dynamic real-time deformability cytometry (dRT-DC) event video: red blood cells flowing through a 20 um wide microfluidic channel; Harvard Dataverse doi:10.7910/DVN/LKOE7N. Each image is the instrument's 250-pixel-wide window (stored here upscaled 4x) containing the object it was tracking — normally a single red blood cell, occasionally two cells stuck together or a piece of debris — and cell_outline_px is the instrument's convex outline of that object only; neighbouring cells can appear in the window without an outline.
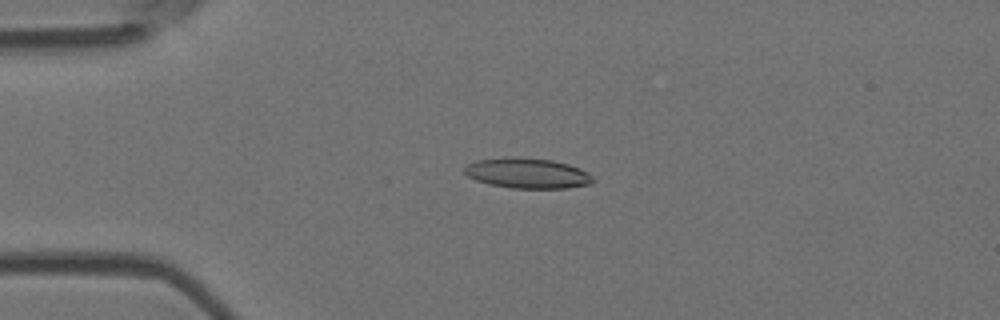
{"species": "Egyptian fruit bat (a non-hibernating species)", "species_latin": "Rousettus aegyptiacus", "temperature_condition": "room temperature", "stored_images_in_passage": 45, "camera_frame_rate_fps": 3000, "um_per_image_px": 0.085, "animal": {"sex": "female"}, "frame": {"image": 1, "passage_image": 13, "time_ms": 4.0, "image_size_px": [1000, 320], "cell_outline_px": [[596, 180], [592, 184], [568, 188], [512, 188], [492, 184], [476, 180], [468, 176], [464, 172], [464, 168], [468, 164], [476, 160], [512, 156], [552, 160], [568, 164], [580, 168], [588, 172]], "centroid_in_image_um": [44.87, 14.72], "position_along_channel_um": 40.1, "area_um2": 22.77}}
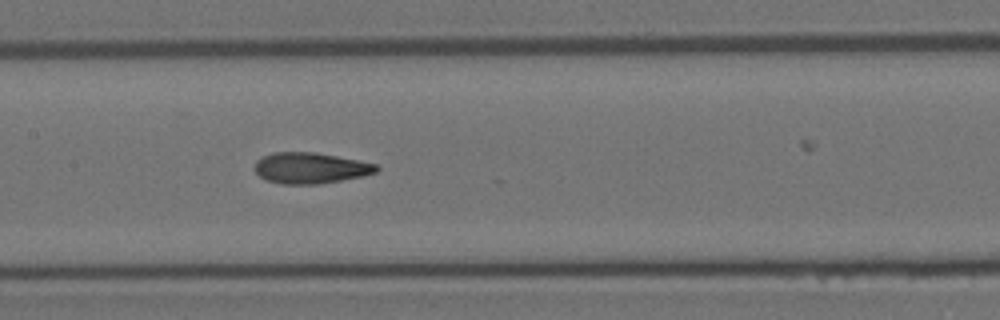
{"frame": {"image": 2, "passage_image": 26, "time_ms": 8.333, "image_size_px": [1000, 320], "cell_outline_px": [[380, 168], [376, 172], [364, 176], [320, 184], [280, 184], [268, 180], [260, 176], [256, 172], [256, 160], [272, 152], [316, 152], [360, 160], [376, 164]], "centroid_in_image_um": [26.43, 14.28], "position_along_channel_um": 181.0, "area_um2": 22.02}}
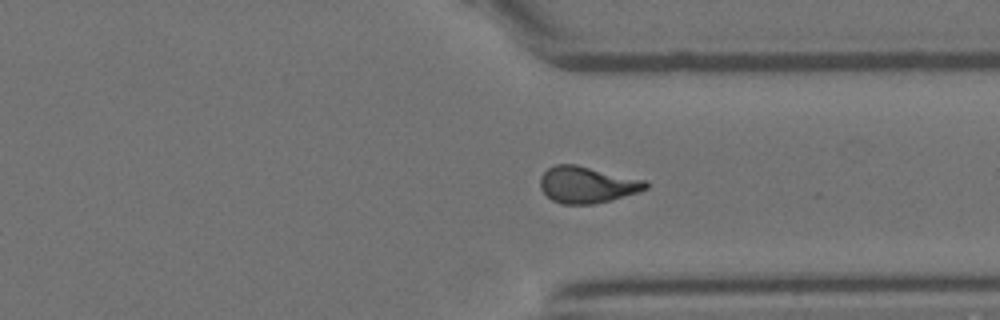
{"frame": {"image": 3, "passage_image": 40, "time_ms": 13.0, "image_size_px": [1000, 320], "cell_outline_px": [[648, 188], [640, 192], [612, 200], [592, 204], [560, 204], [552, 200], [540, 188], [540, 176], [548, 168], [556, 164], [576, 164], [648, 180]], "centroid_in_image_um": [49.94, 15.69], "position_along_channel_um": 361.5, "area_um2": 22.77}, "authors_computed_cell_mechanics": {"area_um2": 22.1374, "velocity_mm_per_s": 3.881, "shape_relaxation_time_tau1_ms": 6.2257, "shape_relaxation_time_tau2_ms": 1.9288, "deformation_change_tau1": 0.2479, "deformation_change_tau2": 0.1036}}